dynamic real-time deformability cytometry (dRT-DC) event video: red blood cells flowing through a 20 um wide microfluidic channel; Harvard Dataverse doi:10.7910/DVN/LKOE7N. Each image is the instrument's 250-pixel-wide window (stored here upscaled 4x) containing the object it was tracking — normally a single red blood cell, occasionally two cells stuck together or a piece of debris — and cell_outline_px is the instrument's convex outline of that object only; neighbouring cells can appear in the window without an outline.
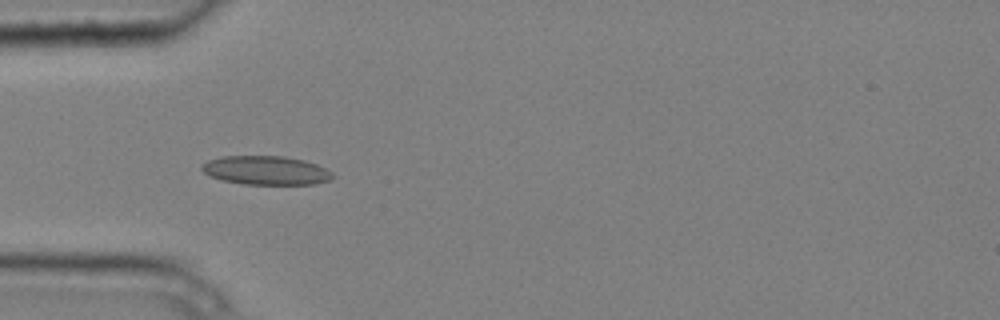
{"species": "common noctule bat (a hibernating species)", "species_latin": "Nyctalus noctula", "temperature_condition": "cold", "stored_images_in_passage": 6, "camera_frame_rate_fps": 3000, "um_per_image_px": 0.085, "animal": {"sex": "male", "body_mass_g": 20.4}, "frame": {"image": 1, "passage_image": 3, "time_ms": 0.667, "image_size_px": [1000, 320], "cell_outline_px": [[336, 176], [332, 180], [316, 184], [244, 184], [220, 180], [204, 172], [200, 168], [208, 160], [224, 156], [284, 156], [304, 160], [316, 164], [332, 172]], "centroid_in_image_um": [22.65, 14.49], "position_along_channel_um": 62.3, "area_um2": 22.02}}
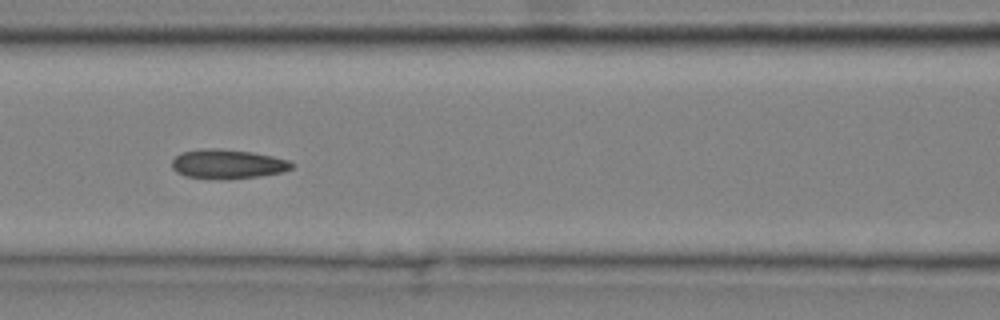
{"frame": {"image": 2, "passage_image": 5, "time_ms": 1.333, "image_size_px": [1000, 320], "cell_outline_px": [[296, 164], [292, 168], [284, 172], [260, 176], [224, 180], [184, 176], [176, 172], [172, 168], [172, 160], [180, 152], [204, 148], [220, 148], [252, 152], [272, 156], [288, 160]], "centroid_in_image_um": [19.35, 13.95], "position_along_channel_um": 147.3, "area_um2": 20.81}}
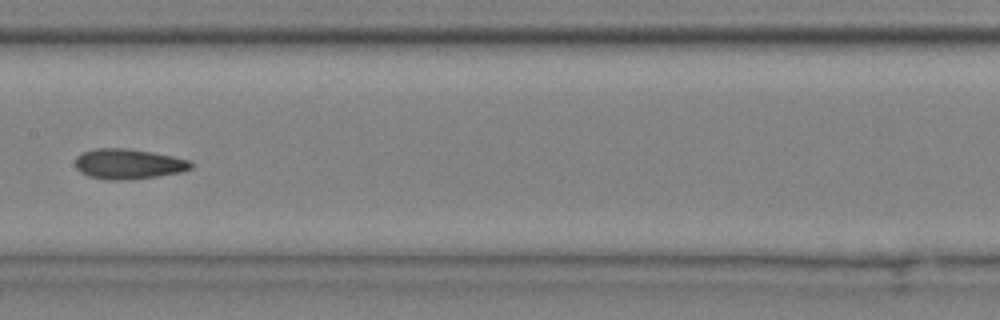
{"frame": {"image": 3, "passage_image": 6, "time_ms": 1.667, "image_size_px": [1000, 320], "cell_outline_px": [[192, 168], [180, 172], [156, 176], [120, 180], [104, 180], [88, 176], [80, 172], [76, 168], [76, 156], [84, 152], [96, 148], [128, 148], [152, 152], [192, 160]], "centroid_in_image_um": [10.9, 13.93], "position_along_channel_um": 196.5, "area_um2": 20.35}}